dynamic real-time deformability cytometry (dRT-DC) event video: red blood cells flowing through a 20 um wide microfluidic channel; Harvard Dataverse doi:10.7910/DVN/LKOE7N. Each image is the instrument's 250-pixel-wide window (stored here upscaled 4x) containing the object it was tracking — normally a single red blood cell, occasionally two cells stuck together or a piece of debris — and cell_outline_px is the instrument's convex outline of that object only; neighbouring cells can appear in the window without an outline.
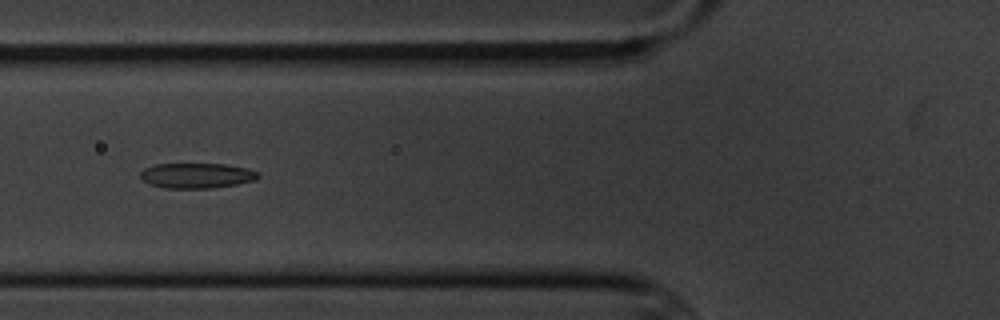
{"species": "common noctule bat (a hibernating species)", "species_latin": "Nyctalus noctula", "temperature_condition": "cold", "stored_images_in_passage": 6, "camera_frame_rate_fps": 3000, "um_per_image_px": 0.085, "animal": {"sex": "male", "body_mass_g": 20.1, "forearm_length_mm": 53.5}, "frame": {"image": 1, "passage_image": 6, "time_ms": 6.0, "image_size_px": [1000, 320], "cell_outline_px": [[260, 176], [256, 180], [236, 184], [212, 188], [164, 188], [152, 184], [144, 180], [140, 176], [140, 172], [144, 168], [156, 164], [224, 164], [248, 168], [260, 172]], "centroid_in_image_um": [16.76, 14.92], "position_along_channel_um": 109.0, "area_um2": 17.28}}